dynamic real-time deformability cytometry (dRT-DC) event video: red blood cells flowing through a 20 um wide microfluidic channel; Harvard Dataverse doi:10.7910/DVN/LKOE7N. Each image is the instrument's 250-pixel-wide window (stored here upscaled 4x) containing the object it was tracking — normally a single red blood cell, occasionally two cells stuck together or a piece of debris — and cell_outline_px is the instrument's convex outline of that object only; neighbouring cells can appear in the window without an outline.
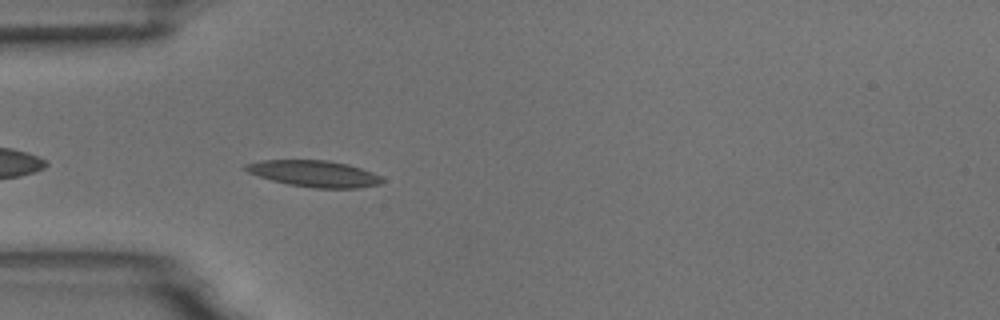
{"species": "common noctule bat (a hibernating species)", "species_latin": "Nyctalus noctula", "temperature_condition": "room temperature", "stored_images_in_passage": 5, "camera_frame_rate_fps": 3000, "um_per_image_px": 0.085, "animal": {"sex": "male", "body_mass_g": 18.8}, "frame": {"image": 1, "passage_image": 5, "time_ms": 4.667, "image_size_px": [1000, 320], "cell_outline_px": [[384, 180], [380, 184], [360, 188], [312, 188], [288, 184], [272, 180], [248, 172], [240, 168], [244, 164], [260, 160], [328, 160], [348, 164], [372, 172], [380, 176]], "centroid_in_image_um": [26.68, 14.75], "position_along_channel_um": 58.3, "area_um2": 21.1}}